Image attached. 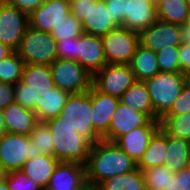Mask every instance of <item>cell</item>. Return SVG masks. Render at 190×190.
Listing matches in <instances>:
<instances>
[{"label": "cell", "instance_id": "9c48e42d", "mask_svg": "<svg viewBox=\"0 0 190 190\" xmlns=\"http://www.w3.org/2000/svg\"><path fill=\"white\" fill-rule=\"evenodd\" d=\"M107 64H129L139 43V34L118 27L101 36Z\"/></svg>", "mask_w": 190, "mask_h": 190}, {"label": "cell", "instance_id": "681fc988", "mask_svg": "<svg viewBox=\"0 0 190 190\" xmlns=\"http://www.w3.org/2000/svg\"><path fill=\"white\" fill-rule=\"evenodd\" d=\"M77 190H98V189L96 186H94L90 182H86L83 186H81Z\"/></svg>", "mask_w": 190, "mask_h": 190}, {"label": "cell", "instance_id": "e0dca14e", "mask_svg": "<svg viewBox=\"0 0 190 190\" xmlns=\"http://www.w3.org/2000/svg\"><path fill=\"white\" fill-rule=\"evenodd\" d=\"M159 128L160 120H151L146 126L123 134L114 143L137 164L147 149L151 137Z\"/></svg>", "mask_w": 190, "mask_h": 190}, {"label": "cell", "instance_id": "816d5d0a", "mask_svg": "<svg viewBox=\"0 0 190 190\" xmlns=\"http://www.w3.org/2000/svg\"><path fill=\"white\" fill-rule=\"evenodd\" d=\"M190 10V0H186Z\"/></svg>", "mask_w": 190, "mask_h": 190}, {"label": "cell", "instance_id": "f6af8a7d", "mask_svg": "<svg viewBox=\"0 0 190 190\" xmlns=\"http://www.w3.org/2000/svg\"><path fill=\"white\" fill-rule=\"evenodd\" d=\"M165 190H178V178L175 175H170V184Z\"/></svg>", "mask_w": 190, "mask_h": 190}, {"label": "cell", "instance_id": "f907efd6", "mask_svg": "<svg viewBox=\"0 0 190 190\" xmlns=\"http://www.w3.org/2000/svg\"><path fill=\"white\" fill-rule=\"evenodd\" d=\"M0 190H8L5 182L0 183Z\"/></svg>", "mask_w": 190, "mask_h": 190}, {"label": "cell", "instance_id": "44dd1931", "mask_svg": "<svg viewBox=\"0 0 190 190\" xmlns=\"http://www.w3.org/2000/svg\"><path fill=\"white\" fill-rule=\"evenodd\" d=\"M5 132L29 136L39 122L33 110L24 108L19 103H12L2 110Z\"/></svg>", "mask_w": 190, "mask_h": 190}, {"label": "cell", "instance_id": "6da1fadb", "mask_svg": "<svg viewBox=\"0 0 190 190\" xmlns=\"http://www.w3.org/2000/svg\"><path fill=\"white\" fill-rule=\"evenodd\" d=\"M136 168V163L115 143L101 140L91 146L85 164L86 181L97 187L108 178Z\"/></svg>", "mask_w": 190, "mask_h": 190}, {"label": "cell", "instance_id": "7402d4cb", "mask_svg": "<svg viewBox=\"0 0 190 190\" xmlns=\"http://www.w3.org/2000/svg\"><path fill=\"white\" fill-rule=\"evenodd\" d=\"M59 162L54 156L41 154L40 156L28 159L21 170L43 190H46Z\"/></svg>", "mask_w": 190, "mask_h": 190}, {"label": "cell", "instance_id": "5b68a950", "mask_svg": "<svg viewBox=\"0 0 190 190\" xmlns=\"http://www.w3.org/2000/svg\"><path fill=\"white\" fill-rule=\"evenodd\" d=\"M59 116L92 145L102 140L93 129L92 98L89 91L70 94Z\"/></svg>", "mask_w": 190, "mask_h": 190}, {"label": "cell", "instance_id": "484cf974", "mask_svg": "<svg viewBox=\"0 0 190 190\" xmlns=\"http://www.w3.org/2000/svg\"><path fill=\"white\" fill-rule=\"evenodd\" d=\"M136 81H145L160 72L156 53L138 45L129 63Z\"/></svg>", "mask_w": 190, "mask_h": 190}, {"label": "cell", "instance_id": "9a60e30c", "mask_svg": "<svg viewBox=\"0 0 190 190\" xmlns=\"http://www.w3.org/2000/svg\"><path fill=\"white\" fill-rule=\"evenodd\" d=\"M70 2L66 0H46L29 15L30 26L36 30L51 32L70 13Z\"/></svg>", "mask_w": 190, "mask_h": 190}, {"label": "cell", "instance_id": "ba28073f", "mask_svg": "<svg viewBox=\"0 0 190 190\" xmlns=\"http://www.w3.org/2000/svg\"><path fill=\"white\" fill-rule=\"evenodd\" d=\"M55 87L72 93L89 91L93 76L78 61L57 58L50 65Z\"/></svg>", "mask_w": 190, "mask_h": 190}, {"label": "cell", "instance_id": "c3c4849f", "mask_svg": "<svg viewBox=\"0 0 190 190\" xmlns=\"http://www.w3.org/2000/svg\"><path fill=\"white\" fill-rule=\"evenodd\" d=\"M8 175V171L0 163V183L5 182Z\"/></svg>", "mask_w": 190, "mask_h": 190}, {"label": "cell", "instance_id": "ffe728a7", "mask_svg": "<svg viewBox=\"0 0 190 190\" xmlns=\"http://www.w3.org/2000/svg\"><path fill=\"white\" fill-rule=\"evenodd\" d=\"M86 182L85 165L59 162L46 190H77Z\"/></svg>", "mask_w": 190, "mask_h": 190}, {"label": "cell", "instance_id": "8d00e7d4", "mask_svg": "<svg viewBox=\"0 0 190 190\" xmlns=\"http://www.w3.org/2000/svg\"><path fill=\"white\" fill-rule=\"evenodd\" d=\"M190 112V80H188L178 98L165 115H179Z\"/></svg>", "mask_w": 190, "mask_h": 190}, {"label": "cell", "instance_id": "e575fe53", "mask_svg": "<svg viewBox=\"0 0 190 190\" xmlns=\"http://www.w3.org/2000/svg\"><path fill=\"white\" fill-rule=\"evenodd\" d=\"M160 72H181L178 46L165 47L156 52Z\"/></svg>", "mask_w": 190, "mask_h": 190}, {"label": "cell", "instance_id": "52a82bcc", "mask_svg": "<svg viewBox=\"0 0 190 190\" xmlns=\"http://www.w3.org/2000/svg\"><path fill=\"white\" fill-rule=\"evenodd\" d=\"M25 65H51L57 58V41L49 32L29 26L16 50Z\"/></svg>", "mask_w": 190, "mask_h": 190}, {"label": "cell", "instance_id": "7dc6e473", "mask_svg": "<svg viewBox=\"0 0 190 190\" xmlns=\"http://www.w3.org/2000/svg\"><path fill=\"white\" fill-rule=\"evenodd\" d=\"M5 133V123L2 115V110H0V141L3 139Z\"/></svg>", "mask_w": 190, "mask_h": 190}, {"label": "cell", "instance_id": "8992f818", "mask_svg": "<svg viewBox=\"0 0 190 190\" xmlns=\"http://www.w3.org/2000/svg\"><path fill=\"white\" fill-rule=\"evenodd\" d=\"M70 11L82 22L86 34L101 37L118 28L111 20L110 9L104 1L73 0L70 2Z\"/></svg>", "mask_w": 190, "mask_h": 190}, {"label": "cell", "instance_id": "74e56055", "mask_svg": "<svg viewBox=\"0 0 190 190\" xmlns=\"http://www.w3.org/2000/svg\"><path fill=\"white\" fill-rule=\"evenodd\" d=\"M57 54L60 59L77 61V38L59 40L57 42Z\"/></svg>", "mask_w": 190, "mask_h": 190}, {"label": "cell", "instance_id": "83f0119b", "mask_svg": "<svg viewBox=\"0 0 190 190\" xmlns=\"http://www.w3.org/2000/svg\"><path fill=\"white\" fill-rule=\"evenodd\" d=\"M167 154L165 165L168 169L178 172L189 165L190 142L167 135Z\"/></svg>", "mask_w": 190, "mask_h": 190}, {"label": "cell", "instance_id": "30bf717a", "mask_svg": "<svg viewBox=\"0 0 190 190\" xmlns=\"http://www.w3.org/2000/svg\"><path fill=\"white\" fill-rule=\"evenodd\" d=\"M40 155L27 135L6 132L0 141V163L8 172L21 169L28 159Z\"/></svg>", "mask_w": 190, "mask_h": 190}, {"label": "cell", "instance_id": "1f68e13d", "mask_svg": "<svg viewBox=\"0 0 190 190\" xmlns=\"http://www.w3.org/2000/svg\"><path fill=\"white\" fill-rule=\"evenodd\" d=\"M29 139L34 143L36 154L54 156L53 137L45 122H38L29 134Z\"/></svg>", "mask_w": 190, "mask_h": 190}, {"label": "cell", "instance_id": "7a4b0ae2", "mask_svg": "<svg viewBox=\"0 0 190 190\" xmlns=\"http://www.w3.org/2000/svg\"><path fill=\"white\" fill-rule=\"evenodd\" d=\"M53 137L54 157L60 162L86 164L92 144L57 116L45 122Z\"/></svg>", "mask_w": 190, "mask_h": 190}, {"label": "cell", "instance_id": "d590c367", "mask_svg": "<svg viewBox=\"0 0 190 190\" xmlns=\"http://www.w3.org/2000/svg\"><path fill=\"white\" fill-rule=\"evenodd\" d=\"M5 183L8 190H43L33 179H30L21 169L8 172Z\"/></svg>", "mask_w": 190, "mask_h": 190}, {"label": "cell", "instance_id": "4dcf8cb0", "mask_svg": "<svg viewBox=\"0 0 190 190\" xmlns=\"http://www.w3.org/2000/svg\"><path fill=\"white\" fill-rule=\"evenodd\" d=\"M25 63L16 51L0 61V82L15 85L22 81Z\"/></svg>", "mask_w": 190, "mask_h": 190}, {"label": "cell", "instance_id": "2e32d148", "mask_svg": "<svg viewBox=\"0 0 190 190\" xmlns=\"http://www.w3.org/2000/svg\"><path fill=\"white\" fill-rule=\"evenodd\" d=\"M77 61L92 76L107 65L100 36L83 33L77 38Z\"/></svg>", "mask_w": 190, "mask_h": 190}, {"label": "cell", "instance_id": "b9f144b4", "mask_svg": "<svg viewBox=\"0 0 190 190\" xmlns=\"http://www.w3.org/2000/svg\"><path fill=\"white\" fill-rule=\"evenodd\" d=\"M14 102V85L0 82V110H4Z\"/></svg>", "mask_w": 190, "mask_h": 190}, {"label": "cell", "instance_id": "5bb4252c", "mask_svg": "<svg viewBox=\"0 0 190 190\" xmlns=\"http://www.w3.org/2000/svg\"><path fill=\"white\" fill-rule=\"evenodd\" d=\"M89 95L92 98L93 129L102 140L109 142V124L120 98L105 94L94 85L90 87Z\"/></svg>", "mask_w": 190, "mask_h": 190}, {"label": "cell", "instance_id": "8fae6325", "mask_svg": "<svg viewBox=\"0 0 190 190\" xmlns=\"http://www.w3.org/2000/svg\"><path fill=\"white\" fill-rule=\"evenodd\" d=\"M29 15L6 0H0V42L16 51L27 28Z\"/></svg>", "mask_w": 190, "mask_h": 190}, {"label": "cell", "instance_id": "d6a6232c", "mask_svg": "<svg viewBox=\"0 0 190 190\" xmlns=\"http://www.w3.org/2000/svg\"><path fill=\"white\" fill-rule=\"evenodd\" d=\"M143 174L148 190H165L169 187L170 175H175V172L163 165L146 168L143 170Z\"/></svg>", "mask_w": 190, "mask_h": 190}, {"label": "cell", "instance_id": "d4e9b609", "mask_svg": "<svg viewBox=\"0 0 190 190\" xmlns=\"http://www.w3.org/2000/svg\"><path fill=\"white\" fill-rule=\"evenodd\" d=\"M120 102L134 110L148 115L152 120H160L154 113L150 95L143 81H135L120 97Z\"/></svg>", "mask_w": 190, "mask_h": 190}, {"label": "cell", "instance_id": "603a6c76", "mask_svg": "<svg viewBox=\"0 0 190 190\" xmlns=\"http://www.w3.org/2000/svg\"><path fill=\"white\" fill-rule=\"evenodd\" d=\"M166 147L167 134L160 127L151 137L148 147L136 164V167L143 171L146 168L165 165Z\"/></svg>", "mask_w": 190, "mask_h": 190}, {"label": "cell", "instance_id": "f35d334b", "mask_svg": "<svg viewBox=\"0 0 190 190\" xmlns=\"http://www.w3.org/2000/svg\"><path fill=\"white\" fill-rule=\"evenodd\" d=\"M106 6L110 9L111 20L122 27L125 20L126 0H106Z\"/></svg>", "mask_w": 190, "mask_h": 190}, {"label": "cell", "instance_id": "ab89813d", "mask_svg": "<svg viewBox=\"0 0 190 190\" xmlns=\"http://www.w3.org/2000/svg\"><path fill=\"white\" fill-rule=\"evenodd\" d=\"M178 57L180 70L187 75L190 74V43L184 41L178 46Z\"/></svg>", "mask_w": 190, "mask_h": 190}, {"label": "cell", "instance_id": "4316f807", "mask_svg": "<svg viewBox=\"0 0 190 190\" xmlns=\"http://www.w3.org/2000/svg\"><path fill=\"white\" fill-rule=\"evenodd\" d=\"M159 20L184 26L190 19V10L186 0H158L156 2Z\"/></svg>", "mask_w": 190, "mask_h": 190}, {"label": "cell", "instance_id": "7c38bea8", "mask_svg": "<svg viewBox=\"0 0 190 190\" xmlns=\"http://www.w3.org/2000/svg\"><path fill=\"white\" fill-rule=\"evenodd\" d=\"M135 81L129 64H107L93 76V85L99 91L118 98Z\"/></svg>", "mask_w": 190, "mask_h": 190}, {"label": "cell", "instance_id": "4fadbf2b", "mask_svg": "<svg viewBox=\"0 0 190 190\" xmlns=\"http://www.w3.org/2000/svg\"><path fill=\"white\" fill-rule=\"evenodd\" d=\"M183 42V26L159 19L139 34L140 45L155 53L166 46H179Z\"/></svg>", "mask_w": 190, "mask_h": 190}, {"label": "cell", "instance_id": "f546056e", "mask_svg": "<svg viewBox=\"0 0 190 190\" xmlns=\"http://www.w3.org/2000/svg\"><path fill=\"white\" fill-rule=\"evenodd\" d=\"M160 127L169 136L190 142V112L179 115H164Z\"/></svg>", "mask_w": 190, "mask_h": 190}, {"label": "cell", "instance_id": "7bdbcfd3", "mask_svg": "<svg viewBox=\"0 0 190 190\" xmlns=\"http://www.w3.org/2000/svg\"><path fill=\"white\" fill-rule=\"evenodd\" d=\"M175 176L178 178V190H190L189 166L178 172H175Z\"/></svg>", "mask_w": 190, "mask_h": 190}, {"label": "cell", "instance_id": "f1b7e54d", "mask_svg": "<svg viewBox=\"0 0 190 190\" xmlns=\"http://www.w3.org/2000/svg\"><path fill=\"white\" fill-rule=\"evenodd\" d=\"M98 190H148L143 171L136 168L132 172L116 175L102 181Z\"/></svg>", "mask_w": 190, "mask_h": 190}, {"label": "cell", "instance_id": "ee69618b", "mask_svg": "<svg viewBox=\"0 0 190 190\" xmlns=\"http://www.w3.org/2000/svg\"><path fill=\"white\" fill-rule=\"evenodd\" d=\"M13 50L0 42V61L11 54Z\"/></svg>", "mask_w": 190, "mask_h": 190}, {"label": "cell", "instance_id": "ac0fdd59", "mask_svg": "<svg viewBox=\"0 0 190 190\" xmlns=\"http://www.w3.org/2000/svg\"><path fill=\"white\" fill-rule=\"evenodd\" d=\"M157 20L156 3L152 0H126L123 28L140 34Z\"/></svg>", "mask_w": 190, "mask_h": 190}, {"label": "cell", "instance_id": "836d02e7", "mask_svg": "<svg viewBox=\"0 0 190 190\" xmlns=\"http://www.w3.org/2000/svg\"><path fill=\"white\" fill-rule=\"evenodd\" d=\"M82 22L79 21L71 12L56 27L52 28L51 36L58 42L59 40L78 38L83 34Z\"/></svg>", "mask_w": 190, "mask_h": 190}, {"label": "cell", "instance_id": "277c9868", "mask_svg": "<svg viewBox=\"0 0 190 190\" xmlns=\"http://www.w3.org/2000/svg\"><path fill=\"white\" fill-rule=\"evenodd\" d=\"M188 80V75L182 72H159L144 81L159 119L170 110Z\"/></svg>", "mask_w": 190, "mask_h": 190}, {"label": "cell", "instance_id": "cb8c5ba5", "mask_svg": "<svg viewBox=\"0 0 190 190\" xmlns=\"http://www.w3.org/2000/svg\"><path fill=\"white\" fill-rule=\"evenodd\" d=\"M70 93L54 87L44 95L40 102H35V114L38 121L46 122L49 119L59 116L62 108L66 105Z\"/></svg>", "mask_w": 190, "mask_h": 190}, {"label": "cell", "instance_id": "3957f363", "mask_svg": "<svg viewBox=\"0 0 190 190\" xmlns=\"http://www.w3.org/2000/svg\"><path fill=\"white\" fill-rule=\"evenodd\" d=\"M54 87L49 65H25L22 81H18L14 85L15 103L34 111L35 102H40L41 98Z\"/></svg>", "mask_w": 190, "mask_h": 190}, {"label": "cell", "instance_id": "d6986e66", "mask_svg": "<svg viewBox=\"0 0 190 190\" xmlns=\"http://www.w3.org/2000/svg\"><path fill=\"white\" fill-rule=\"evenodd\" d=\"M152 119L132 107L119 102L109 124V142H115L120 136L135 128L146 126Z\"/></svg>", "mask_w": 190, "mask_h": 190}, {"label": "cell", "instance_id": "60d3db41", "mask_svg": "<svg viewBox=\"0 0 190 190\" xmlns=\"http://www.w3.org/2000/svg\"><path fill=\"white\" fill-rule=\"evenodd\" d=\"M9 4L18 8L21 12L30 15L39 8L46 0H6Z\"/></svg>", "mask_w": 190, "mask_h": 190}, {"label": "cell", "instance_id": "bcb514c9", "mask_svg": "<svg viewBox=\"0 0 190 190\" xmlns=\"http://www.w3.org/2000/svg\"><path fill=\"white\" fill-rule=\"evenodd\" d=\"M183 31H184V41L190 43V19L183 26Z\"/></svg>", "mask_w": 190, "mask_h": 190}]
</instances>
